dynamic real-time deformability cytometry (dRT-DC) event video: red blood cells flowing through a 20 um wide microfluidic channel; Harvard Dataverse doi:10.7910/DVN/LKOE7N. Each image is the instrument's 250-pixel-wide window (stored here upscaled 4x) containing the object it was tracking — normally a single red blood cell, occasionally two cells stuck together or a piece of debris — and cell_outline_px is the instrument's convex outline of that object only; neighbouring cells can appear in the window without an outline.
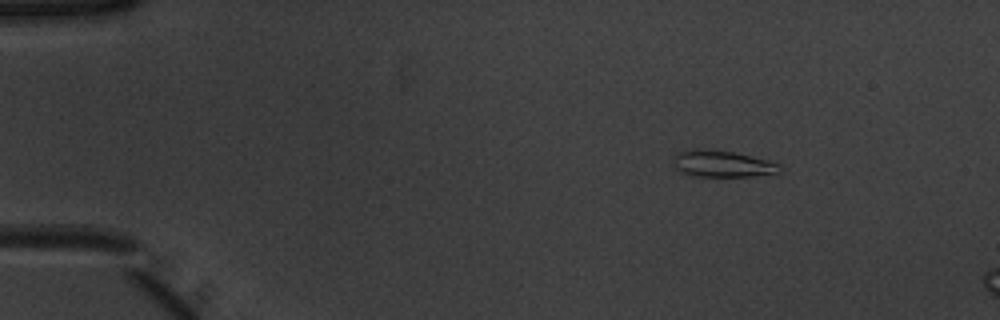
{"species": "common noctule bat (a hibernating species)", "species_latin": "Nyctalus noctula", "temperature_condition": "warm", "stored_images_in_passage": 7, "camera_frame_rate_fps": 3000, "um_per_image_px": 0.085, "animal": {"sex": "male", "body_mass_g": 20.1, "forearm_length_mm": 53.5}, "frame": {"image": 1, "passage_image": 1, "time_ms": 0.0, "image_size_px": [1000, 320], "cell_outline_px": [[784, 168], [780, 172], [752, 176], [696, 176], [680, 172], [676, 168], [676, 152], [688, 148], [704, 148], [732, 152], [780, 164]], "centroid_in_image_um": [61.38, 13.91], "position_along_channel_um": 23.6, "area_um2": 16.3}}